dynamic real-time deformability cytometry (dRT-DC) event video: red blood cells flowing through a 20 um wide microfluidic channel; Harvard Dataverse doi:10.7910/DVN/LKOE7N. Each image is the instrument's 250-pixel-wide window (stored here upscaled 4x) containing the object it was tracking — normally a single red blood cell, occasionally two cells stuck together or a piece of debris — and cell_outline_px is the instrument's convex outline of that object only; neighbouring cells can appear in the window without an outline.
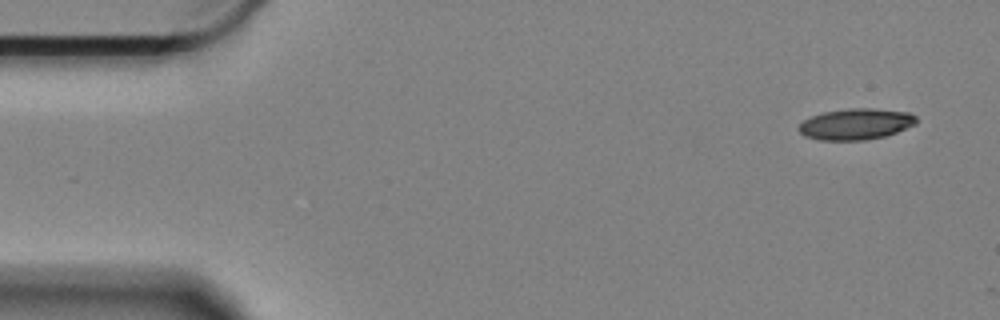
{"species": "Egyptian fruit bat (a non-hibernating species)", "species_latin": "Rousettus aegyptiacus", "temperature_condition": "cold", "stored_images_in_passage": 11, "camera_frame_rate_fps": 3000, "um_per_image_px": 0.085, "animal": {"sex": "female"}, "frame": {"image": 1, "passage_image": 1, "time_ms": 0.0, "image_size_px": [1000, 320], "cell_outline_px": [[916, 124], [896, 132], [884, 136], [864, 140], [816, 140], [804, 136], [796, 128], [804, 120], [812, 116], [824, 112], [848, 108], [872, 108], [908, 112], [916, 116]], "centroid_in_image_um": [72.72, 10.55], "position_along_channel_um": 12.3, "area_um2": 21.33}}